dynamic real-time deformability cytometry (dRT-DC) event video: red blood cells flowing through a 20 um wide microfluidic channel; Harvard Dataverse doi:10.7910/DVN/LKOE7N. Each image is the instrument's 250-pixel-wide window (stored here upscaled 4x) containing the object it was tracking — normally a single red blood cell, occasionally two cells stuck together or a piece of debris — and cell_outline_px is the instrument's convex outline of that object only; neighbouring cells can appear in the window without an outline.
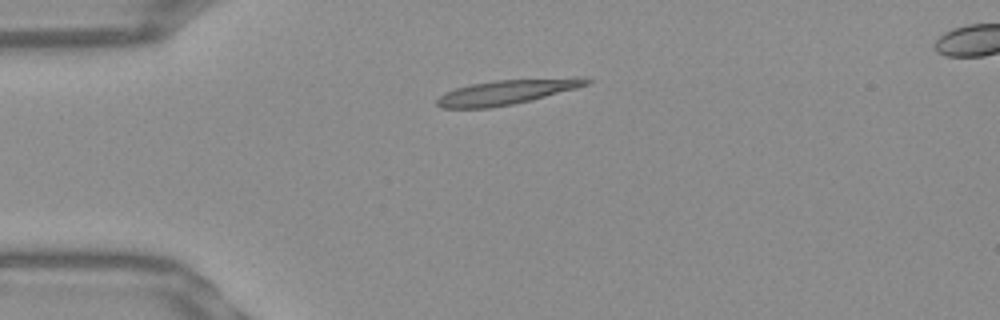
{"species": "Egyptian fruit bat (a non-hibernating species)", "species_latin": "Rousettus aegyptiacus", "temperature_condition": "warm", "stored_images_in_passage": 40, "camera_frame_rate_fps": 3000, "um_per_image_px": 0.085, "frame": {"image": 1, "passage_image": 1, "time_ms": 0.0, "image_size_px": [1000, 320], "cell_outline_px": [[592, 80], [588, 84], [576, 88], [512, 104], [488, 108], [440, 108], [436, 104], [436, 100], [444, 92], [456, 88], [472, 84], [496, 80], [576, 76], [584, 76]], "centroid_in_image_um": [43.1, 7.8], "position_along_channel_um": 41.9, "area_um2": 21.62}}
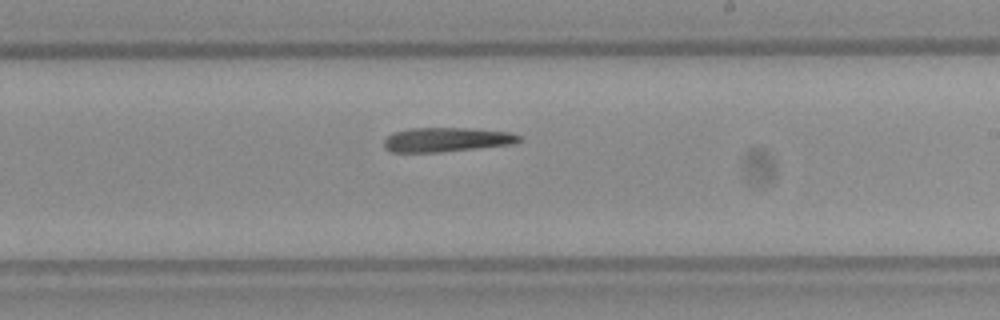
{"frame": {"image": 2, "passage_image": 19, "time_ms": 6.0, "image_size_px": [1000, 320], "cell_outline_px": [[524, 140], [516, 144], [440, 152], [392, 152], [384, 148], [384, 140], [392, 132], [408, 128], [472, 128], [512, 132], [520, 136]], "centroid_in_image_um": [38.0, 11.86], "position_along_channel_um": 251.0, "area_um2": 19.48}}
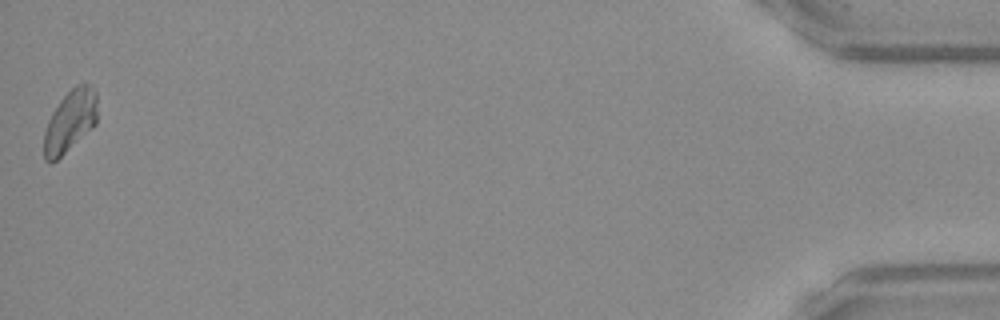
{"frame": {"image": 3, "passage_image": 40, "time_ms": 13.0, "image_size_px": [1000, 320], "cell_outline_px": [[96, 124], [92, 128], [52, 164], [48, 164], [44, 160], [44, 132], [48, 120], [52, 112], [60, 100], [76, 84], [88, 84], [96, 92]], "centroid_in_image_um": [5.93, 10.32], "position_along_channel_um": 429.3, "area_um2": 19.13}, "authors_computed_cell_mechanics": {"area_um2": 19.7098, "velocity_mm_per_s": 3.9018, "shape_relaxation_time_tau1_ms": null, "shape_relaxation_time_tau2_ms": 6.2771, "deformation_change_tau1": null, "deformation_change_tau2": 0.1859}}